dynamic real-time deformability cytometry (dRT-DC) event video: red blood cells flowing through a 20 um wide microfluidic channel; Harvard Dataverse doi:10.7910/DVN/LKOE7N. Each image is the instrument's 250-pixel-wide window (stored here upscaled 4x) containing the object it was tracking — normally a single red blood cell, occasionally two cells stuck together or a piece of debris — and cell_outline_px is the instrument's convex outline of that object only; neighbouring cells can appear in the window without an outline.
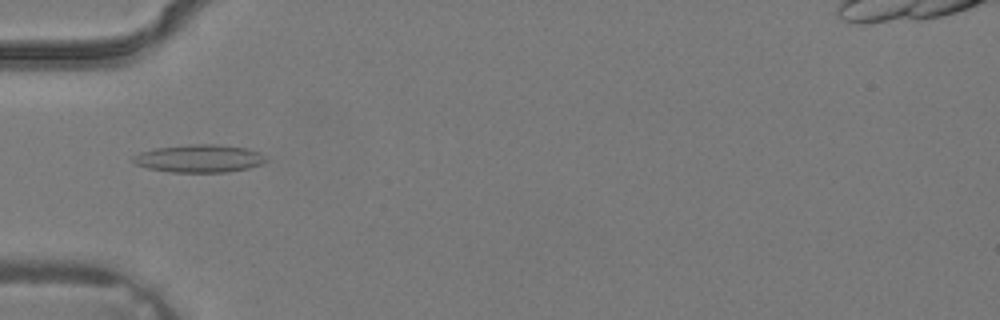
{"species": "common noctule bat (a hibernating species)", "species_latin": "Nyctalus noctula", "temperature_condition": "warm", "stored_images_in_passage": 4, "camera_frame_rate_fps": 3000, "um_per_image_px": 0.085, "animal": {"sex": "male", "body_mass_g": 19.2, "forearm_length_mm": 51.8}, "frame": {"image": 1, "passage_image": 4, "time_ms": 1.0, "image_size_px": [1000, 320], "cell_outline_px": [[268, 160], [260, 164], [248, 168], [228, 172], [172, 172], [148, 168], [136, 164], [132, 160], [132, 156], [140, 152], [156, 148], [188, 144], [216, 144], [248, 148], [260, 152]], "centroid_in_image_um": [16.95, 13.46], "position_along_channel_um": 68.1, "area_um2": 21.56}}